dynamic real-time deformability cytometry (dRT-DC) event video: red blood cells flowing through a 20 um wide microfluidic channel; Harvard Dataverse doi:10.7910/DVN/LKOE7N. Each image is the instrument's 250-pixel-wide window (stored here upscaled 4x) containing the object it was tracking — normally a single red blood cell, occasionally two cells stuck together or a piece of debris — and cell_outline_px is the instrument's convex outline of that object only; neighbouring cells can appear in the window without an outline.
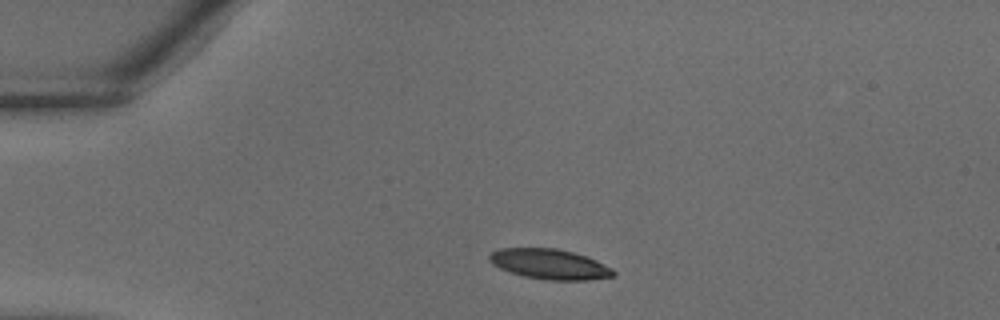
{"species": "common noctule bat (a hibernating species)", "species_latin": "Nyctalus noctula", "temperature_condition": "warm", "stored_images_in_passage": 33, "camera_frame_rate_fps": 3000, "um_per_image_px": 0.085, "animal": {"sex": "male", "body_mass_g": 18.8}, "frame": {"image": 1, "passage_image": 4, "time_ms": 1.0, "image_size_px": [1000, 320], "cell_outline_px": [[616, 276], [588, 280], [548, 280], [524, 276], [500, 268], [492, 264], [488, 260], [488, 256], [492, 252], [500, 248], [556, 248], [588, 256], [612, 268], [616, 272]], "centroid_in_image_um": [46.74, 22.45], "position_along_channel_um": 38.3, "area_um2": 21.85}}
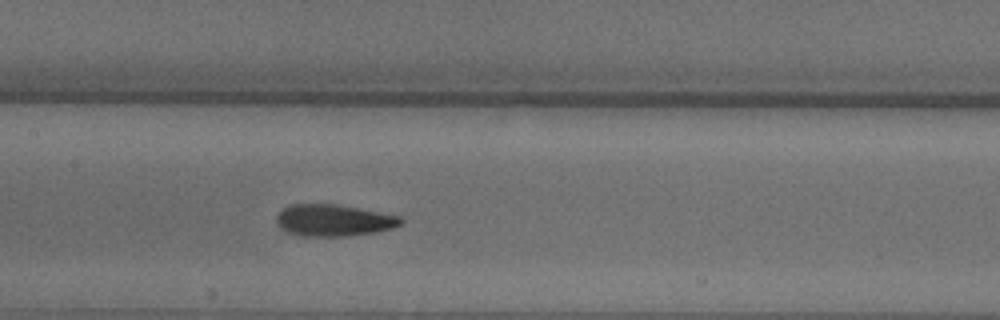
{"frame": {"image": 2, "passage_image": 14, "time_ms": 4.333, "image_size_px": [1000, 320], "cell_outline_px": [[404, 220], [400, 224], [392, 228], [376, 232], [348, 236], [304, 236], [288, 232], [280, 228], [276, 224], [276, 216], [288, 204], [336, 204], [380, 212], [400, 216]], "centroid_in_image_um": [28.34, 18.73], "position_along_channel_um": 179.1, "area_um2": 23.0}}
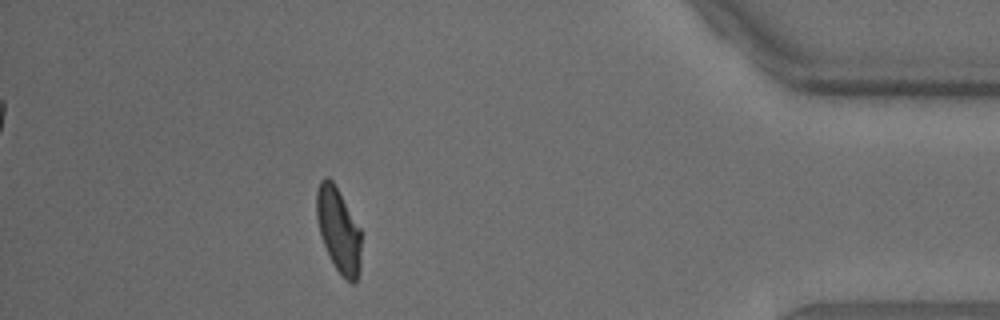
{"frame": {"image": 3, "passage_image": 29, "time_ms": 9.333, "image_size_px": [1000, 320], "cell_outline_px": [[360, 268], [356, 284], [352, 284], [344, 280], [336, 268], [324, 244], [316, 220], [316, 192], [320, 180], [324, 176], [328, 176], [332, 180], [360, 228]], "centroid_in_image_um": [28.77, 19.57], "position_along_channel_um": 406.4, "area_um2": 21.91}}